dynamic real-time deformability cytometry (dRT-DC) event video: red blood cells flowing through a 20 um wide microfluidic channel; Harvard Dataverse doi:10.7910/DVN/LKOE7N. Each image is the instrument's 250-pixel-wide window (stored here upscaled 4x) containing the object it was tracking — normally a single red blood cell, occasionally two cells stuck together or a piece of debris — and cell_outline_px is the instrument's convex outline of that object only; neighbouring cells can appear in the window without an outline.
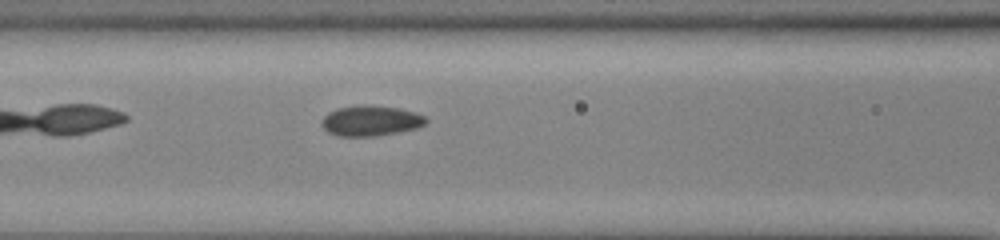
{"species": "common noctule bat (a hibernating species)", "species_latin": "Nyctalus noctula", "temperature_condition": "cold", "stored_images_in_passage": 29, "camera_frame_rate_fps": 3000, "um_per_image_px": 0.085, "animal": {"sex": "male", "body_mass_g": 13.0, "forearm_length_mm": 53.1}, "frame": {"image": 1, "passage_image": 6, "time_ms": 1.667, "image_size_px": [1000, 240], "cell_outline_px": [[428, 120], [424, 124], [416, 128], [376, 136], [336, 136], [328, 132], [320, 124], [324, 116], [328, 112], [340, 108], [400, 108], [424, 116]], "centroid_in_image_um": [31.48, 10.32], "position_along_channel_um": 135.1, "area_um2": 17.46}}
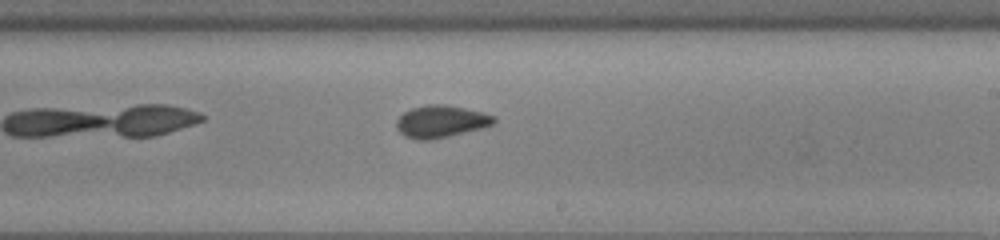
{"frame": {"image": 2, "passage_image": 15, "time_ms": 4.667, "image_size_px": [1000, 240], "cell_outline_px": [[496, 120], [492, 124], [484, 128], [448, 136], [428, 140], [416, 140], [404, 136], [396, 128], [396, 120], [404, 112], [412, 108], [428, 104], [444, 104], [484, 112], [496, 116]], "centroid_in_image_um": [37.48, 10.32], "position_along_channel_um": 251.5, "area_um2": 18.38}}
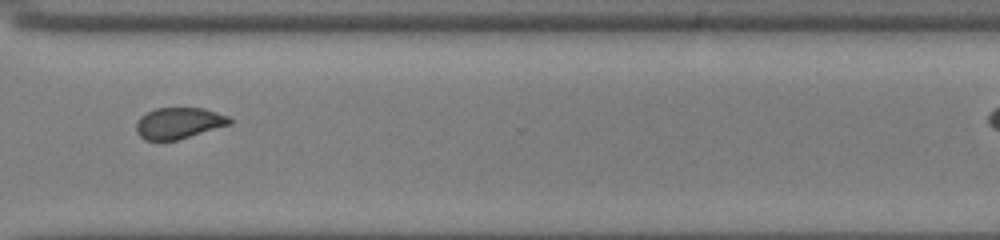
{"frame": {"image": 3, "passage_image": 23, "time_ms": 7.333, "image_size_px": [1000, 240], "cell_outline_px": [[232, 124], [176, 140], [144, 140], [136, 132], [136, 124], [140, 116], [156, 108], [204, 108], [228, 116], [232, 120]], "centroid_in_image_um": [15.19, 10.46], "position_along_channel_um": 355.4, "area_um2": 16.94}}